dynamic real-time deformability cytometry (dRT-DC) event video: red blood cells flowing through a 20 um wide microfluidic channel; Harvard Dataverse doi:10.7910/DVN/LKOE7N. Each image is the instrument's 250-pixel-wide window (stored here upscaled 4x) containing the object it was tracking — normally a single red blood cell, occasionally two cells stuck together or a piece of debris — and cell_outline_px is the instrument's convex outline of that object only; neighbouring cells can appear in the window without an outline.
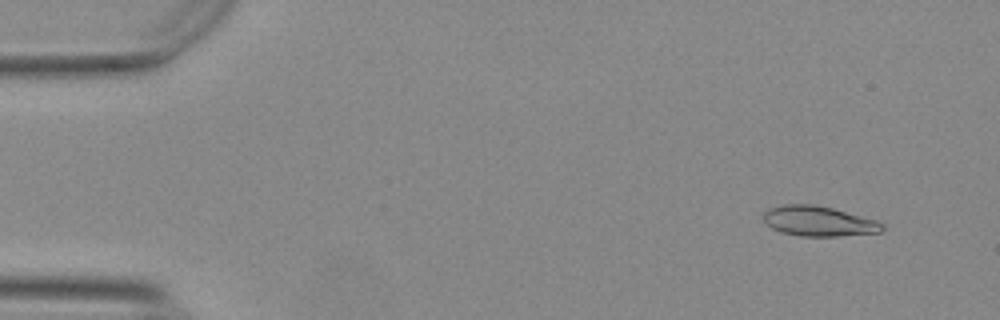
{"species": "Egyptian fruit bat (a non-hibernating species)", "species_latin": "Rousettus aegyptiacus", "temperature_condition": "warm", "stored_images_in_passage": 54, "camera_frame_rate_fps": 3000, "um_per_image_px": 0.085, "animal": {"sex": "female"}, "frame": {"image": 1, "passage_image": 4, "time_ms": 1.0, "image_size_px": [1000, 320], "cell_outline_px": [[884, 228], [880, 232], [836, 236], [800, 236], [780, 232], [772, 228], [764, 220], [764, 212], [768, 208], [784, 204], [812, 204], [832, 208], [876, 220], [884, 224]], "centroid_in_image_um": [69.56, 18.79], "position_along_channel_um": 15.4, "area_um2": 20.69}}
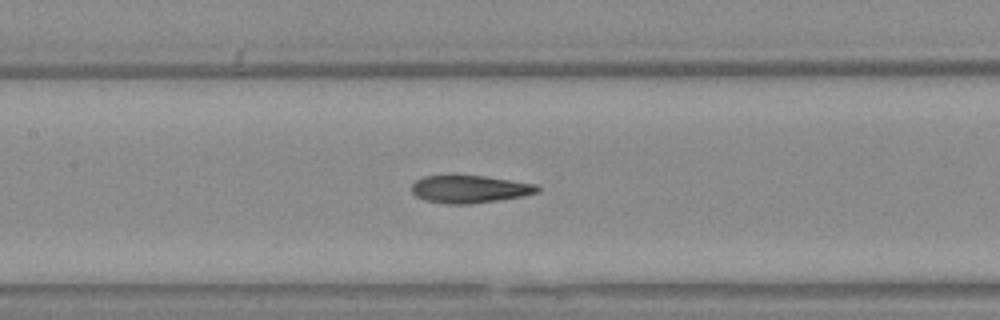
{"frame": {"image": 2, "passage_image": 25, "time_ms": 8.0, "image_size_px": [1000, 320], "cell_outline_px": [[540, 192], [524, 196], [468, 204], [448, 204], [424, 200], [416, 196], [412, 192], [412, 184], [416, 180], [424, 176], [452, 172], [456, 172], [484, 176], [536, 184], [540, 188]], "centroid_in_image_um": [39.87, 16.03], "position_along_channel_um": 167.5, "area_um2": 20.98}}
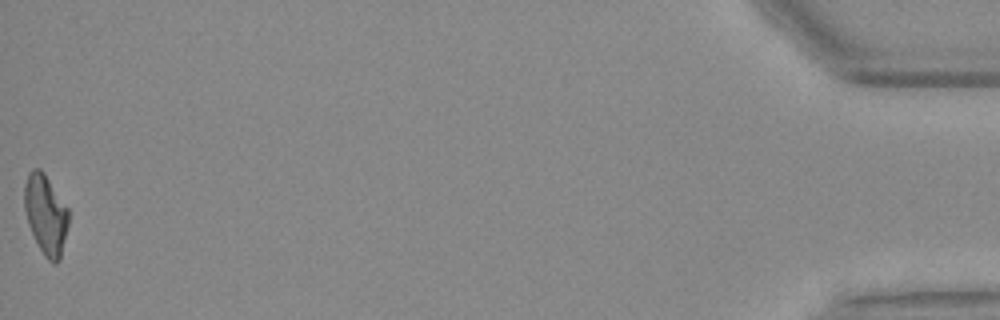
{"frame": {"image": 3, "passage_image": 54, "time_ms": 17.667, "image_size_px": [1000, 320], "cell_outline_px": [[68, 224], [60, 260], [56, 264], [52, 264], [44, 256], [28, 224], [24, 208], [24, 184], [28, 172], [32, 168], [40, 168], [44, 172], [68, 208]], "centroid_in_image_um": [3.88, 18.21], "position_along_channel_um": 431.3, "area_um2": 20.58}, "authors_computed_cell_mechanics": {"area_um2": 20.5768, "velocity_mm_per_s": 3.7632, "shape_relaxation_time_tau1_ms": 7.9726, "shape_relaxation_time_tau2_ms": 2.7519, "deformation_change_tau1": 0.2339, "deformation_change_tau2": 0.1087}}